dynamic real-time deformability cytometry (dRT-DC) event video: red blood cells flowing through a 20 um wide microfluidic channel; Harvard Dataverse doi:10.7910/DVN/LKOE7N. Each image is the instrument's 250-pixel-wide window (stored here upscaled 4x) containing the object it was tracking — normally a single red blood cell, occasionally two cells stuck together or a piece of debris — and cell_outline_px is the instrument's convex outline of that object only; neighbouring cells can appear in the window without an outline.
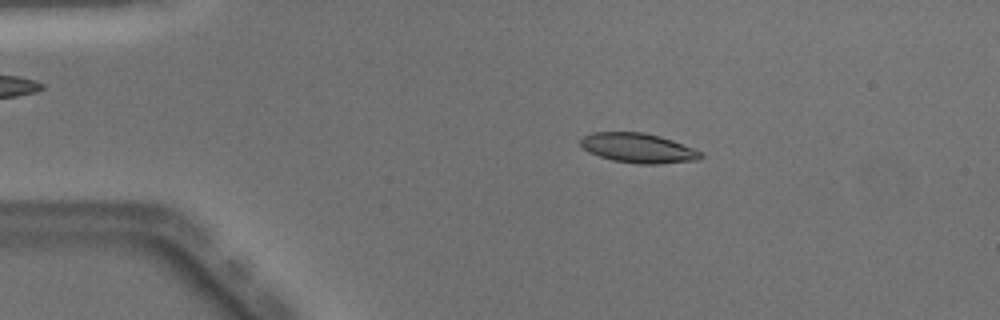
{"species": "Egyptian fruit bat (a non-hibernating species)", "species_latin": "Rousettus aegyptiacus", "temperature_condition": "warm", "stored_images_in_passage": 50, "camera_frame_rate_fps": 3000, "um_per_image_px": 0.085, "animal": {"sex": "male"}, "frame": {"image": 1, "passage_image": 10, "time_ms": 3.0, "image_size_px": [1000, 320], "cell_outline_px": [[704, 156], [700, 160], [656, 164], [636, 164], [612, 160], [588, 152], [580, 144], [580, 140], [584, 136], [592, 132], [644, 132], [660, 136], [672, 140], [692, 148], [700, 152]], "centroid_in_image_um": [54.24, 12.59], "position_along_channel_um": 30.8, "area_um2": 20.75}}
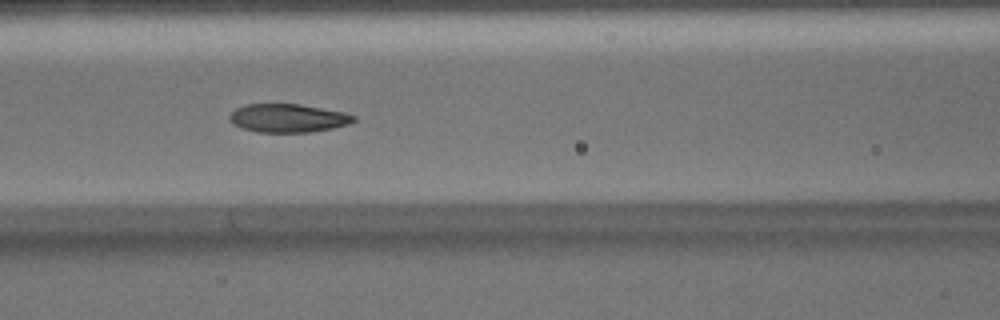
{"frame": {"image": 2, "passage_image": 22, "time_ms": 7.0, "image_size_px": [1000, 320], "cell_outline_px": [[356, 120], [348, 124], [332, 128], [312, 132], [256, 132], [240, 128], [232, 124], [228, 116], [236, 108], [244, 104], [300, 104], [344, 112], [356, 116]], "centroid_in_image_um": [24.45, 10.04], "position_along_channel_um": 142.2, "area_um2": 20.69}}
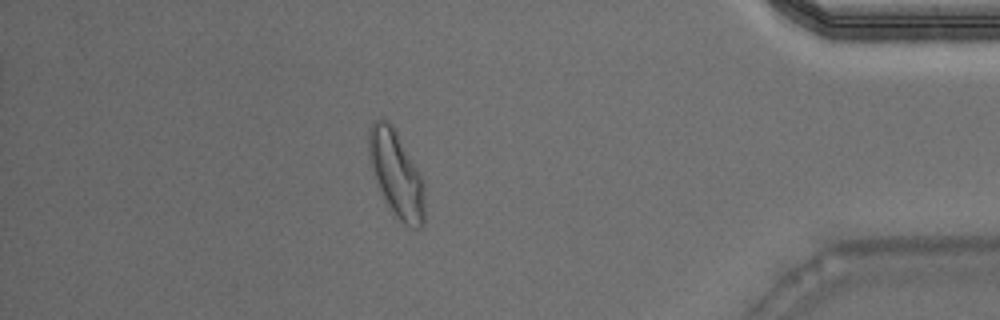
{"frame": {"image": 3, "passage_image": 44, "time_ms": 14.333, "image_size_px": [1000, 320], "cell_outline_px": [[424, 224], [420, 228], [412, 228], [404, 224], [396, 216], [388, 204], [380, 188], [368, 156], [368, 128], [376, 120], [388, 120], [392, 124], [420, 172], [424, 184]], "centroid_in_image_um": [33.71, 14.77], "position_along_channel_um": 401.5, "area_um2": 27.69}, "authors_computed_cell_mechanics": {"area_um2": 21.3282, "velocity_mm_per_s": 4.0656, "shape_relaxation_time_tau1_ms": 3.8097, "shape_relaxation_time_tau2_ms": 1.5953, "deformation_change_tau1": 0.1684, "deformation_change_tau2": 0.0819}}